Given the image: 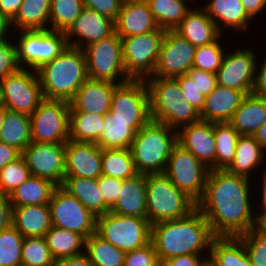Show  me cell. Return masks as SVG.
Returning <instances> with one entry per match:
<instances>
[{"instance_id": "7dc6e473", "label": "cell", "mask_w": 266, "mask_h": 266, "mask_svg": "<svg viewBox=\"0 0 266 266\" xmlns=\"http://www.w3.org/2000/svg\"><path fill=\"white\" fill-rule=\"evenodd\" d=\"M31 177L22 156L0 170V192L10 195L18 186Z\"/></svg>"}, {"instance_id": "9c48e42d", "label": "cell", "mask_w": 266, "mask_h": 266, "mask_svg": "<svg viewBox=\"0 0 266 266\" xmlns=\"http://www.w3.org/2000/svg\"><path fill=\"white\" fill-rule=\"evenodd\" d=\"M165 30L121 38L125 73L132 80H145L154 73Z\"/></svg>"}, {"instance_id": "7402d4cb", "label": "cell", "mask_w": 266, "mask_h": 266, "mask_svg": "<svg viewBox=\"0 0 266 266\" xmlns=\"http://www.w3.org/2000/svg\"><path fill=\"white\" fill-rule=\"evenodd\" d=\"M119 84L88 78L70 103V112H88L106 115L110 111L114 89Z\"/></svg>"}, {"instance_id": "f5cc1de1", "label": "cell", "mask_w": 266, "mask_h": 266, "mask_svg": "<svg viewBox=\"0 0 266 266\" xmlns=\"http://www.w3.org/2000/svg\"><path fill=\"white\" fill-rule=\"evenodd\" d=\"M123 180L101 175L98 178V186L104 197L105 204L111 209L117 202Z\"/></svg>"}, {"instance_id": "f6af8a7d", "label": "cell", "mask_w": 266, "mask_h": 266, "mask_svg": "<svg viewBox=\"0 0 266 266\" xmlns=\"http://www.w3.org/2000/svg\"><path fill=\"white\" fill-rule=\"evenodd\" d=\"M23 239L13 225L0 231V266H21Z\"/></svg>"}, {"instance_id": "8d00e7d4", "label": "cell", "mask_w": 266, "mask_h": 266, "mask_svg": "<svg viewBox=\"0 0 266 266\" xmlns=\"http://www.w3.org/2000/svg\"><path fill=\"white\" fill-rule=\"evenodd\" d=\"M105 115L88 112H69V140L97 142L103 132Z\"/></svg>"}, {"instance_id": "d4e9b609", "label": "cell", "mask_w": 266, "mask_h": 266, "mask_svg": "<svg viewBox=\"0 0 266 266\" xmlns=\"http://www.w3.org/2000/svg\"><path fill=\"white\" fill-rule=\"evenodd\" d=\"M116 215L147 218L146 174L124 179L115 205L110 209Z\"/></svg>"}, {"instance_id": "6da1fadb", "label": "cell", "mask_w": 266, "mask_h": 266, "mask_svg": "<svg viewBox=\"0 0 266 266\" xmlns=\"http://www.w3.org/2000/svg\"><path fill=\"white\" fill-rule=\"evenodd\" d=\"M249 181L226 170L209 171L197 208L215 237H239L258 226L254 207H251Z\"/></svg>"}, {"instance_id": "be15d7a7", "label": "cell", "mask_w": 266, "mask_h": 266, "mask_svg": "<svg viewBox=\"0 0 266 266\" xmlns=\"http://www.w3.org/2000/svg\"><path fill=\"white\" fill-rule=\"evenodd\" d=\"M56 266H93L85 253L56 261Z\"/></svg>"}, {"instance_id": "8992f818", "label": "cell", "mask_w": 266, "mask_h": 266, "mask_svg": "<svg viewBox=\"0 0 266 266\" xmlns=\"http://www.w3.org/2000/svg\"><path fill=\"white\" fill-rule=\"evenodd\" d=\"M147 220L151 225L188 215L197 203L164 173L146 174Z\"/></svg>"}, {"instance_id": "f907efd6", "label": "cell", "mask_w": 266, "mask_h": 266, "mask_svg": "<svg viewBox=\"0 0 266 266\" xmlns=\"http://www.w3.org/2000/svg\"><path fill=\"white\" fill-rule=\"evenodd\" d=\"M19 68L14 42H11V38L9 41L0 42V81Z\"/></svg>"}, {"instance_id": "7bdbcfd3", "label": "cell", "mask_w": 266, "mask_h": 266, "mask_svg": "<svg viewBox=\"0 0 266 266\" xmlns=\"http://www.w3.org/2000/svg\"><path fill=\"white\" fill-rule=\"evenodd\" d=\"M84 9L82 0H51L49 29L65 32Z\"/></svg>"}, {"instance_id": "8fae6325", "label": "cell", "mask_w": 266, "mask_h": 266, "mask_svg": "<svg viewBox=\"0 0 266 266\" xmlns=\"http://www.w3.org/2000/svg\"><path fill=\"white\" fill-rule=\"evenodd\" d=\"M83 50L90 79L106 80L119 85L131 80L125 73L121 38L116 32L105 39L90 44Z\"/></svg>"}, {"instance_id": "277c9868", "label": "cell", "mask_w": 266, "mask_h": 266, "mask_svg": "<svg viewBox=\"0 0 266 266\" xmlns=\"http://www.w3.org/2000/svg\"><path fill=\"white\" fill-rule=\"evenodd\" d=\"M151 119L174 130L195 123L200 113L183 98L176 78H146Z\"/></svg>"}, {"instance_id": "11a10c76", "label": "cell", "mask_w": 266, "mask_h": 266, "mask_svg": "<svg viewBox=\"0 0 266 266\" xmlns=\"http://www.w3.org/2000/svg\"><path fill=\"white\" fill-rule=\"evenodd\" d=\"M186 74L196 83L199 91L204 96L210 94L217 86V77L215 73L192 68Z\"/></svg>"}, {"instance_id": "44dd1931", "label": "cell", "mask_w": 266, "mask_h": 266, "mask_svg": "<svg viewBox=\"0 0 266 266\" xmlns=\"http://www.w3.org/2000/svg\"><path fill=\"white\" fill-rule=\"evenodd\" d=\"M177 142L210 170H216L214 123L199 120L177 131Z\"/></svg>"}, {"instance_id": "5bb4252c", "label": "cell", "mask_w": 266, "mask_h": 266, "mask_svg": "<svg viewBox=\"0 0 266 266\" xmlns=\"http://www.w3.org/2000/svg\"><path fill=\"white\" fill-rule=\"evenodd\" d=\"M70 103L44 99L31 120V139L37 143H66L69 140Z\"/></svg>"}, {"instance_id": "7c38bea8", "label": "cell", "mask_w": 266, "mask_h": 266, "mask_svg": "<svg viewBox=\"0 0 266 266\" xmlns=\"http://www.w3.org/2000/svg\"><path fill=\"white\" fill-rule=\"evenodd\" d=\"M43 100L36 71L19 68L0 81V104L8 110L31 116Z\"/></svg>"}, {"instance_id": "bcb514c9", "label": "cell", "mask_w": 266, "mask_h": 266, "mask_svg": "<svg viewBox=\"0 0 266 266\" xmlns=\"http://www.w3.org/2000/svg\"><path fill=\"white\" fill-rule=\"evenodd\" d=\"M221 36L214 42L198 46L195 51L193 68L215 73L222 65V61L227 52L224 53Z\"/></svg>"}, {"instance_id": "cb8c5ba5", "label": "cell", "mask_w": 266, "mask_h": 266, "mask_svg": "<svg viewBox=\"0 0 266 266\" xmlns=\"http://www.w3.org/2000/svg\"><path fill=\"white\" fill-rule=\"evenodd\" d=\"M245 96L244 92L217 85L205 96L204 106L200 112L201 120L213 123L229 122Z\"/></svg>"}, {"instance_id": "836d02e7", "label": "cell", "mask_w": 266, "mask_h": 266, "mask_svg": "<svg viewBox=\"0 0 266 266\" xmlns=\"http://www.w3.org/2000/svg\"><path fill=\"white\" fill-rule=\"evenodd\" d=\"M56 187L48 179L31 176L9 195L11 206L48 204Z\"/></svg>"}, {"instance_id": "6f0895ef", "label": "cell", "mask_w": 266, "mask_h": 266, "mask_svg": "<svg viewBox=\"0 0 266 266\" xmlns=\"http://www.w3.org/2000/svg\"><path fill=\"white\" fill-rule=\"evenodd\" d=\"M12 225V206L9 195L0 192V231Z\"/></svg>"}, {"instance_id": "e575fe53", "label": "cell", "mask_w": 266, "mask_h": 266, "mask_svg": "<svg viewBox=\"0 0 266 266\" xmlns=\"http://www.w3.org/2000/svg\"><path fill=\"white\" fill-rule=\"evenodd\" d=\"M44 238L55 261L84 253L85 238L77 232L52 226Z\"/></svg>"}, {"instance_id": "83f0119b", "label": "cell", "mask_w": 266, "mask_h": 266, "mask_svg": "<svg viewBox=\"0 0 266 266\" xmlns=\"http://www.w3.org/2000/svg\"><path fill=\"white\" fill-rule=\"evenodd\" d=\"M12 225L23 237H44L52 227L49 205L12 207Z\"/></svg>"}, {"instance_id": "89a4df30", "label": "cell", "mask_w": 266, "mask_h": 266, "mask_svg": "<svg viewBox=\"0 0 266 266\" xmlns=\"http://www.w3.org/2000/svg\"><path fill=\"white\" fill-rule=\"evenodd\" d=\"M261 228L266 232V222L261 226Z\"/></svg>"}, {"instance_id": "52a82bcc", "label": "cell", "mask_w": 266, "mask_h": 266, "mask_svg": "<svg viewBox=\"0 0 266 266\" xmlns=\"http://www.w3.org/2000/svg\"><path fill=\"white\" fill-rule=\"evenodd\" d=\"M96 234L126 253L150 243L151 224L147 218L108 212L96 216Z\"/></svg>"}, {"instance_id": "ac0fdd59", "label": "cell", "mask_w": 266, "mask_h": 266, "mask_svg": "<svg viewBox=\"0 0 266 266\" xmlns=\"http://www.w3.org/2000/svg\"><path fill=\"white\" fill-rule=\"evenodd\" d=\"M243 48H238L234 52L232 50V53L224 56L222 65L216 72L217 85L249 95L252 94L255 82L257 58L254 48Z\"/></svg>"}, {"instance_id": "c3c4849f", "label": "cell", "mask_w": 266, "mask_h": 266, "mask_svg": "<svg viewBox=\"0 0 266 266\" xmlns=\"http://www.w3.org/2000/svg\"><path fill=\"white\" fill-rule=\"evenodd\" d=\"M252 266H266V232L257 226L238 237Z\"/></svg>"}, {"instance_id": "2e32d148", "label": "cell", "mask_w": 266, "mask_h": 266, "mask_svg": "<svg viewBox=\"0 0 266 266\" xmlns=\"http://www.w3.org/2000/svg\"><path fill=\"white\" fill-rule=\"evenodd\" d=\"M196 48L175 30H166L154 73L148 78H176L186 74L193 68Z\"/></svg>"}, {"instance_id": "91938a15", "label": "cell", "mask_w": 266, "mask_h": 266, "mask_svg": "<svg viewBox=\"0 0 266 266\" xmlns=\"http://www.w3.org/2000/svg\"><path fill=\"white\" fill-rule=\"evenodd\" d=\"M20 156L21 152L19 150L0 141V170Z\"/></svg>"}, {"instance_id": "03108f58", "label": "cell", "mask_w": 266, "mask_h": 266, "mask_svg": "<svg viewBox=\"0 0 266 266\" xmlns=\"http://www.w3.org/2000/svg\"><path fill=\"white\" fill-rule=\"evenodd\" d=\"M11 27V21L0 12V42L8 40L7 35Z\"/></svg>"}, {"instance_id": "4316f807", "label": "cell", "mask_w": 266, "mask_h": 266, "mask_svg": "<svg viewBox=\"0 0 266 266\" xmlns=\"http://www.w3.org/2000/svg\"><path fill=\"white\" fill-rule=\"evenodd\" d=\"M202 8L217 25L220 33L226 28L245 32L253 20L245 11L241 0H209ZM219 19V20H218ZM218 20V21H217ZM223 22L220 26L219 23Z\"/></svg>"}, {"instance_id": "484cf974", "label": "cell", "mask_w": 266, "mask_h": 266, "mask_svg": "<svg viewBox=\"0 0 266 266\" xmlns=\"http://www.w3.org/2000/svg\"><path fill=\"white\" fill-rule=\"evenodd\" d=\"M175 31L195 47L210 44L222 36L202 6L192 7Z\"/></svg>"}, {"instance_id": "a7ac6f4b", "label": "cell", "mask_w": 266, "mask_h": 266, "mask_svg": "<svg viewBox=\"0 0 266 266\" xmlns=\"http://www.w3.org/2000/svg\"><path fill=\"white\" fill-rule=\"evenodd\" d=\"M5 114H6V108L4 107V105L0 104V129L3 125Z\"/></svg>"}, {"instance_id": "ba28073f", "label": "cell", "mask_w": 266, "mask_h": 266, "mask_svg": "<svg viewBox=\"0 0 266 266\" xmlns=\"http://www.w3.org/2000/svg\"><path fill=\"white\" fill-rule=\"evenodd\" d=\"M15 32H20L18 43H15L20 68L28 67L36 71L54 60L68 46L65 34L61 31L48 29Z\"/></svg>"}, {"instance_id": "74e56055", "label": "cell", "mask_w": 266, "mask_h": 266, "mask_svg": "<svg viewBox=\"0 0 266 266\" xmlns=\"http://www.w3.org/2000/svg\"><path fill=\"white\" fill-rule=\"evenodd\" d=\"M136 133L131 128V122L111 118L108 112L104 117L102 135L96 144L101 149H130Z\"/></svg>"}, {"instance_id": "f35d334b", "label": "cell", "mask_w": 266, "mask_h": 266, "mask_svg": "<svg viewBox=\"0 0 266 266\" xmlns=\"http://www.w3.org/2000/svg\"><path fill=\"white\" fill-rule=\"evenodd\" d=\"M159 28L175 30L185 18L189 0H145ZM187 1V3H186ZM191 1V0H190ZM195 1V0H194ZM187 4V5H186Z\"/></svg>"}, {"instance_id": "816d5d0a", "label": "cell", "mask_w": 266, "mask_h": 266, "mask_svg": "<svg viewBox=\"0 0 266 266\" xmlns=\"http://www.w3.org/2000/svg\"><path fill=\"white\" fill-rule=\"evenodd\" d=\"M176 79L181 87L183 98L200 113L204 106L205 96L199 91L196 83L187 74L176 77Z\"/></svg>"}, {"instance_id": "1f68e13d", "label": "cell", "mask_w": 266, "mask_h": 266, "mask_svg": "<svg viewBox=\"0 0 266 266\" xmlns=\"http://www.w3.org/2000/svg\"><path fill=\"white\" fill-rule=\"evenodd\" d=\"M62 187L76 197L95 216L110 211L98 186V179L65 177Z\"/></svg>"}, {"instance_id": "30bf717a", "label": "cell", "mask_w": 266, "mask_h": 266, "mask_svg": "<svg viewBox=\"0 0 266 266\" xmlns=\"http://www.w3.org/2000/svg\"><path fill=\"white\" fill-rule=\"evenodd\" d=\"M210 169L178 142L168 158L164 174L196 203L203 197Z\"/></svg>"}, {"instance_id": "680465c9", "label": "cell", "mask_w": 266, "mask_h": 266, "mask_svg": "<svg viewBox=\"0 0 266 266\" xmlns=\"http://www.w3.org/2000/svg\"><path fill=\"white\" fill-rule=\"evenodd\" d=\"M256 71L252 94L266 98V58L263 60V63L261 62L259 67L256 63Z\"/></svg>"}, {"instance_id": "b9f144b4", "label": "cell", "mask_w": 266, "mask_h": 266, "mask_svg": "<svg viewBox=\"0 0 266 266\" xmlns=\"http://www.w3.org/2000/svg\"><path fill=\"white\" fill-rule=\"evenodd\" d=\"M216 170H226L232 163L240 134L228 123H214Z\"/></svg>"}, {"instance_id": "d6986e66", "label": "cell", "mask_w": 266, "mask_h": 266, "mask_svg": "<svg viewBox=\"0 0 266 266\" xmlns=\"http://www.w3.org/2000/svg\"><path fill=\"white\" fill-rule=\"evenodd\" d=\"M114 32L115 24L112 19L94 10L84 8L80 16L71 24L64 34L68 46L83 50L90 44L111 36Z\"/></svg>"}, {"instance_id": "e0dca14e", "label": "cell", "mask_w": 266, "mask_h": 266, "mask_svg": "<svg viewBox=\"0 0 266 266\" xmlns=\"http://www.w3.org/2000/svg\"><path fill=\"white\" fill-rule=\"evenodd\" d=\"M65 146L66 143L31 142L21 152L31 176L62 186L65 180Z\"/></svg>"}, {"instance_id": "4dcf8cb0", "label": "cell", "mask_w": 266, "mask_h": 266, "mask_svg": "<svg viewBox=\"0 0 266 266\" xmlns=\"http://www.w3.org/2000/svg\"><path fill=\"white\" fill-rule=\"evenodd\" d=\"M207 254L208 266H252L238 237H215Z\"/></svg>"}, {"instance_id": "9f6ffc18", "label": "cell", "mask_w": 266, "mask_h": 266, "mask_svg": "<svg viewBox=\"0 0 266 266\" xmlns=\"http://www.w3.org/2000/svg\"><path fill=\"white\" fill-rule=\"evenodd\" d=\"M200 256L202 258H200ZM186 254L167 259L161 266H208L209 255Z\"/></svg>"}, {"instance_id": "4fadbf2b", "label": "cell", "mask_w": 266, "mask_h": 266, "mask_svg": "<svg viewBox=\"0 0 266 266\" xmlns=\"http://www.w3.org/2000/svg\"><path fill=\"white\" fill-rule=\"evenodd\" d=\"M111 118L131 122L138 132L152 119L150 115L149 91L145 80H130L118 85L112 96Z\"/></svg>"}, {"instance_id": "681fc988", "label": "cell", "mask_w": 266, "mask_h": 266, "mask_svg": "<svg viewBox=\"0 0 266 266\" xmlns=\"http://www.w3.org/2000/svg\"><path fill=\"white\" fill-rule=\"evenodd\" d=\"M124 266H161L153 244L125 253Z\"/></svg>"}, {"instance_id": "003e7915", "label": "cell", "mask_w": 266, "mask_h": 266, "mask_svg": "<svg viewBox=\"0 0 266 266\" xmlns=\"http://www.w3.org/2000/svg\"><path fill=\"white\" fill-rule=\"evenodd\" d=\"M253 137L266 150V122L256 130Z\"/></svg>"}, {"instance_id": "f1b7e54d", "label": "cell", "mask_w": 266, "mask_h": 266, "mask_svg": "<svg viewBox=\"0 0 266 266\" xmlns=\"http://www.w3.org/2000/svg\"><path fill=\"white\" fill-rule=\"evenodd\" d=\"M266 122V98L246 95L228 122L240 135L253 136Z\"/></svg>"}, {"instance_id": "db71d44e", "label": "cell", "mask_w": 266, "mask_h": 266, "mask_svg": "<svg viewBox=\"0 0 266 266\" xmlns=\"http://www.w3.org/2000/svg\"><path fill=\"white\" fill-rule=\"evenodd\" d=\"M84 8L94 10L113 21L117 19L123 0H82Z\"/></svg>"}, {"instance_id": "ffe728a7", "label": "cell", "mask_w": 266, "mask_h": 266, "mask_svg": "<svg viewBox=\"0 0 266 266\" xmlns=\"http://www.w3.org/2000/svg\"><path fill=\"white\" fill-rule=\"evenodd\" d=\"M102 175V149L95 142L68 140L65 146V177L98 179Z\"/></svg>"}, {"instance_id": "e7e4bbea", "label": "cell", "mask_w": 266, "mask_h": 266, "mask_svg": "<svg viewBox=\"0 0 266 266\" xmlns=\"http://www.w3.org/2000/svg\"><path fill=\"white\" fill-rule=\"evenodd\" d=\"M261 173L264 174L262 176V181H261L262 182L261 183V185H262V196H261L262 204H261V206L263 208H262V211L260 213H256L257 224L260 227L266 222V169Z\"/></svg>"}, {"instance_id": "d590c367", "label": "cell", "mask_w": 266, "mask_h": 266, "mask_svg": "<svg viewBox=\"0 0 266 266\" xmlns=\"http://www.w3.org/2000/svg\"><path fill=\"white\" fill-rule=\"evenodd\" d=\"M0 141L22 152L32 142L30 116L8 110L0 129Z\"/></svg>"}, {"instance_id": "ee69618b", "label": "cell", "mask_w": 266, "mask_h": 266, "mask_svg": "<svg viewBox=\"0 0 266 266\" xmlns=\"http://www.w3.org/2000/svg\"><path fill=\"white\" fill-rule=\"evenodd\" d=\"M54 257L44 237H24L21 250V266H53Z\"/></svg>"}, {"instance_id": "d6a6232c", "label": "cell", "mask_w": 266, "mask_h": 266, "mask_svg": "<svg viewBox=\"0 0 266 266\" xmlns=\"http://www.w3.org/2000/svg\"><path fill=\"white\" fill-rule=\"evenodd\" d=\"M50 8L51 0H23L11 26L15 31L48 30Z\"/></svg>"}, {"instance_id": "603a6c76", "label": "cell", "mask_w": 266, "mask_h": 266, "mask_svg": "<svg viewBox=\"0 0 266 266\" xmlns=\"http://www.w3.org/2000/svg\"><path fill=\"white\" fill-rule=\"evenodd\" d=\"M114 24L120 38L145 34L158 28L145 0L123 1Z\"/></svg>"}, {"instance_id": "9a60e30c", "label": "cell", "mask_w": 266, "mask_h": 266, "mask_svg": "<svg viewBox=\"0 0 266 266\" xmlns=\"http://www.w3.org/2000/svg\"><path fill=\"white\" fill-rule=\"evenodd\" d=\"M52 226L79 233L85 239L96 233V216L62 186L48 203Z\"/></svg>"}, {"instance_id": "60d3db41", "label": "cell", "mask_w": 266, "mask_h": 266, "mask_svg": "<svg viewBox=\"0 0 266 266\" xmlns=\"http://www.w3.org/2000/svg\"><path fill=\"white\" fill-rule=\"evenodd\" d=\"M136 174L130 149H102V175L124 180Z\"/></svg>"}, {"instance_id": "6125c7cd", "label": "cell", "mask_w": 266, "mask_h": 266, "mask_svg": "<svg viewBox=\"0 0 266 266\" xmlns=\"http://www.w3.org/2000/svg\"><path fill=\"white\" fill-rule=\"evenodd\" d=\"M246 13L255 19L256 15L266 7V0H241Z\"/></svg>"}, {"instance_id": "3957f363", "label": "cell", "mask_w": 266, "mask_h": 266, "mask_svg": "<svg viewBox=\"0 0 266 266\" xmlns=\"http://www.w3.org/2000/svg\"><path fill=\"white\" fill-rule=\"evenodd\" d=\"M44 99L70 102L89 78L84 50L67 46L51 62L36 70Z\"/></svg>"}, {"instance_id": "7a4b0ae2", "label": "cell", "mask_w": 266, "mask_h": 266, "mask_svg": "<svg viewBox=\"0 0 266 266\" xmlns=\"http://www.w3.org/2000/svg\"><path fill=\"white\" fill-rule=\"evenodd\" d=\"M212 233L203 213L196 207L188 215L151 225V239L161 265L170 258L210 251Z\"/></svg>"}, {"instance_id": "5b68a950", "label": "cell", "mask_w": 266, "mask_h": 266, "mask_svg": "<svg viewBox=\"0 0 266 266\" xmlns=\"http://www.w3.org/2000/svg\"><path fill=\"white\" fill-rule=\"evenodd\" d=\"M177 143V130L151 120L135 135L130 146L137 173H164L168 158Z\"/></svg>"}, {"instance_id": "94428289", "label": "cell", "mask_w": 266, "mask_h": 266, "mask_svg": "<svg viewBox=\"0 0 266 266\" xmlns=\"http://www.w3.org/2000/svg\"><path fill=\"white\" fill-rule=\"evenodd\" d=\"M23 0H0V12L12 21L19 12Z\"/></svg>"}, {"instance_id": "ab89813d", "label": "cell", "mask_w": 266, "mask_h": 266, "mask_svg": "<svg viewBox=\"0 0 266 266\" xmlns=\"http://www.w3.org/2000/svg\"><path fill=\"white\" fill-rule=\"evenodd\" d=\"M84 253L93 266H124L125 252L96 233L85 239Z\"/></svg>"}, {"instance_id": "f546056e", "label": "cell", "mask_w": 266, "mask_h": 266, "mask_svg": "<svg viewBox=\"0 0 266 266\" xmlns=\"http://www.w3.org/2000/svg\"><path fill=\"white\" fill-rule=\"evenodd\" d=\"M234 159L226 169L231 174L246 177L250 176L266 159V150L254 139L253 136L240 135L235 149Z\"/></svg>"}]
</instances>
